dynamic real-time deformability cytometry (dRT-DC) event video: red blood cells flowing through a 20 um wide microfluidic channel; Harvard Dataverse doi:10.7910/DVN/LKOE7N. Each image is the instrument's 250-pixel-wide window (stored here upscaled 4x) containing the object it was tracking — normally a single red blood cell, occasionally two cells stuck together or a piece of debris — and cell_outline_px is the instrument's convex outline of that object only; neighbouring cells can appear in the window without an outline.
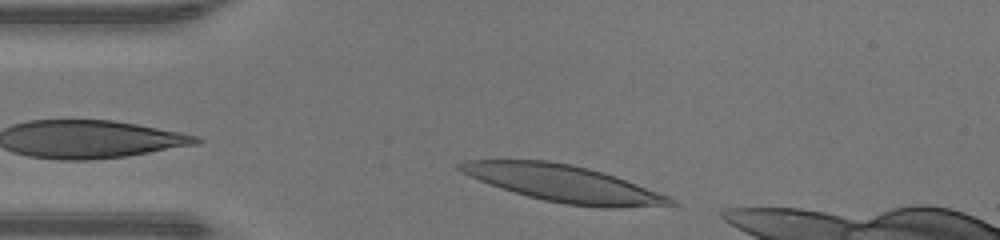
{"species": "human", "species_latin": "Homo sapiens", "temperature_condition": "warm", "stored_images_in_passage": 29, "camera_frame_rate_fps": 3000, "um_per_image_px": 0.085, "donor": {"sex": "male"}, "frame": {"image": 1, "passage_image": 1, "time_ms": 0.0, "image_size_px": [1000, 240], "cell_outline_px": [[680, 204], [620, 208], [604, 208], [568, 204], [544, 200], [528, 196], [500, 188], [488, 184], [456, 168], [456, 164], [464, 160], [548, 160], [572, 164], [604, 172], [616, 176], [668, 196], [676, 200]], "centroid_in_image_um": [47.92, 15.59], "position_along_channel_um": 37.1, "area_um2": 44.85}}
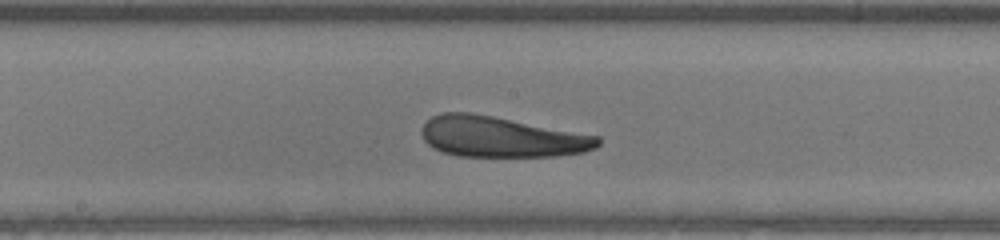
{"frame": {"image": 2, "passage_image": 15, "time_ms": 4.667, "image_size_px": [1000, 240], "cell_outline_px": [[600, 144], [596, 148], [584, 152], [556, 156], [460, 156], [444, 152], [432, 148], [424, 140], [420, 132], [420, 128], [432, 116], [444, 112], [472, 112], [600, 136]], "centroid_in_image_um": [42.59, 11.63], "position_along_channel_um": 205.6, "area_um2": 41.85}}
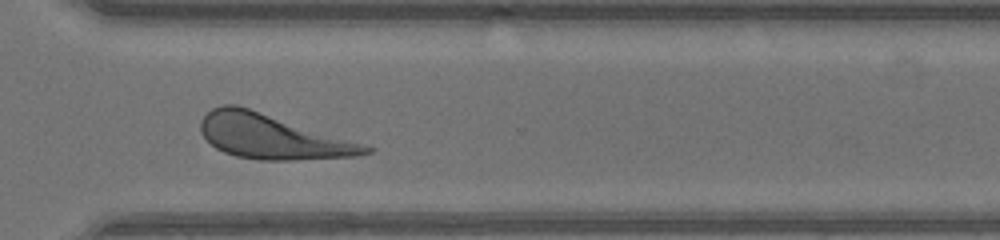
{"frame": {"image": 3, "passage_image": 25, "time_ms": 8.0, "image_size_px": [1000, 240], "cell_outline_px": [[376, 148], [372, 152], [356, 156], [292, 160], [260, 160], [236, 156], [224, 152], [216, 148], [200, 132], [200, 120], [212, 108], [224, 104], [236, 104]], "centroid_in_image_um": [23.1, 11.62], "position_along_channel_um": 347.5, "area_um2": 42.25}, "authors_computed_cell_mechanics": {"area_um2": 42.3674, "velocity_mm_per_s": 4.2679, "shape_relaxation_time_tau1_ms": 8.4622, "shape_relaxation_time_tau2_ms": 3.0997, "deformation_change_tau1": 0.2692, "deformation_change_tau2": 0.1723}}